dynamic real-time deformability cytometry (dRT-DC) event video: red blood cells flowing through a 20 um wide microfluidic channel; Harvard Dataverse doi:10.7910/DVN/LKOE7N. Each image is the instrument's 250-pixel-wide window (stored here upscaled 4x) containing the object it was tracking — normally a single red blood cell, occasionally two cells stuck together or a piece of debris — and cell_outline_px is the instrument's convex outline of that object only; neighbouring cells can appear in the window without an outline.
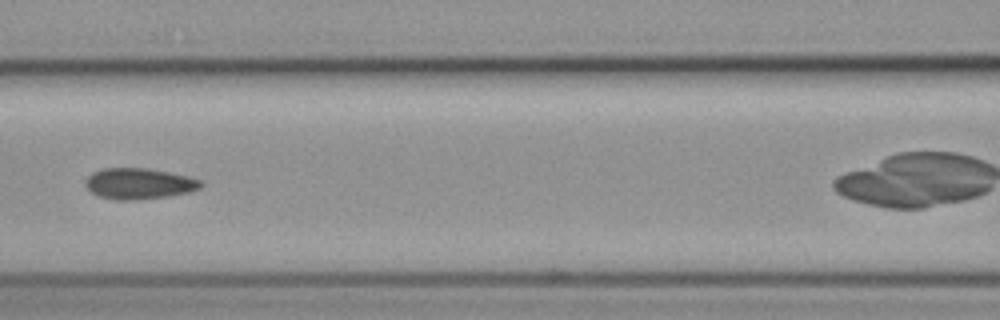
{"species": "common noctule bat (a hibernating species)", "species_latin": "Nyctalus noctula", "temperature_condition": "cold", "stored_images_in_passage": 5, "camera_frame_rate_fps": 3000, "um_per_image_px": 0.085, "animal": {"sex": "female", "body_mass_g": 19.3, "forearm_length_mm": 54.1}, "frame": {"image": 1, "passage_image": 4, "time_ms": 3.333, "image_size_px": [1000, 320], "cell_outline_px": [[204, 184], [200, 188], [188, 192], [168, 196], [128, 200], [112, 200], [100, 196], [92, 192], [84, 184], [84, 180], [92, 172], [104, 168], [148, 168], [188, 176], [200, 180]], "centroid_in_image_um": [11.79, 15.6], "position_along_channel_um": 154.8, "area_um2": 20.75}}